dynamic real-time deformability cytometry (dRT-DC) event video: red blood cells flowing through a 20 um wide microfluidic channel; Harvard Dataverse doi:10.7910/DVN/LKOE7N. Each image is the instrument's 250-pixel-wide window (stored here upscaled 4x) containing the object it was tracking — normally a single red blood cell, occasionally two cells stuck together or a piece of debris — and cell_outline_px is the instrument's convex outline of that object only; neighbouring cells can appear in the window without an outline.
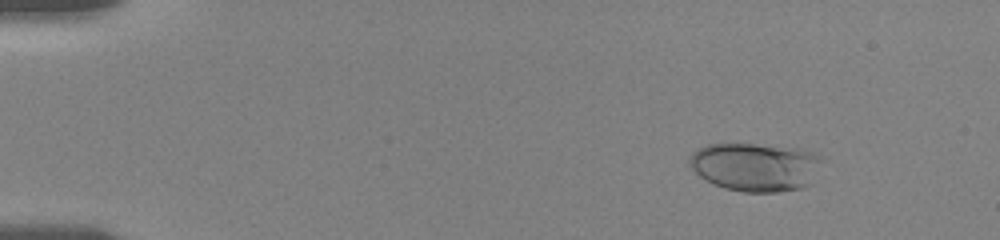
{"species": "human", "species_latin": "Homo sapiens", "temperature_condition": "room temperature", "stored_images_in_passage": 13, "camera_frame_rate_fps": 3000, "um_per_image_px": 0.085, "donor": {"sex": "female"}, "frame": {"image": 1, "passage_image": 6, "time_ms": 2.0, "image_size_px": [1000, 240], "cell_outline_px": [[820, 156], [812, 184], [800, 188], [776, 192], [744, 192], [724, 188], [712, 184], [700, 176], [688, 164], [688, 156], [696, 148], [708, 144], [752, 144], [800, 148], [812, 152]], "centroid_in_image_um": [64.15, 14.18], "position_along_channel_um": 20.9, "area_um2": 37.45}}